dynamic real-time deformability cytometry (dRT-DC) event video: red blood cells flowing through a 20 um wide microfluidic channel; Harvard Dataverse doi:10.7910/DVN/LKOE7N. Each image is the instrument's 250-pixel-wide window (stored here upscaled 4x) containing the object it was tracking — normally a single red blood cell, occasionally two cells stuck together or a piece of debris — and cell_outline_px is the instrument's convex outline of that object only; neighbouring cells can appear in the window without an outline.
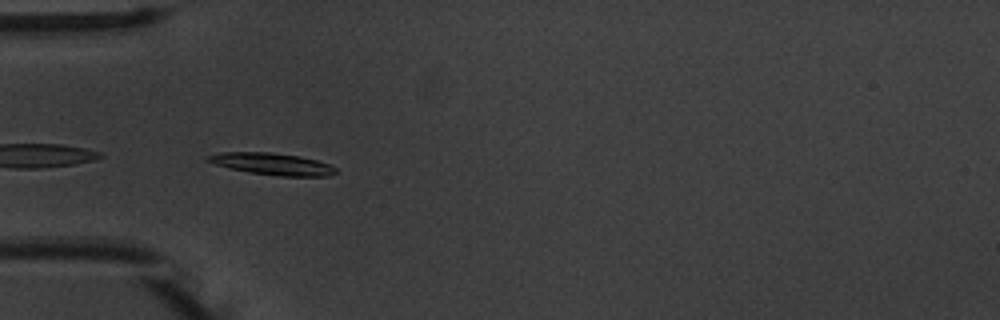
{"species": "common noctule bat (a hibernating species)", "species_latin": "Nyctalus noctula", "temperature_condition": "warm", "stored_images_in_passage": 38, "camera_frame_rate_fps": 3000, "um_per_image_px": 0.085, "animal": {"sex": "male", "body_mass_g": 20.1, "forearm_length_mm": 53.5}, "frame": {"image": 1, "passage_image": 1, "time_ms": 0.0, "image_size_px": [1000, 320], "cell_outline_px": [[340, 172], [328, 176], [280, 176], [248, 172], [228, 168], [204, 160], [204, 156], [220, 152], [268, 152], [300, 156], [316, 160], [328, 164], [336, 168]], "centroid_in_image_um": [23.11, 13.93], "position_along_channel_um": 61.9, "area_um2": 16.42}, "authors_computed_cell_mechanics": {"area_um2": 15.2303, "velocity_mm_per_s": 3.7255, "shape_relaxation_time_tau1_ms": 2.8235, "shape_relaxation_time_tau2_ms": null, "deformation_change_tau1": 0.1236, "deformation_change_tau2": null}}